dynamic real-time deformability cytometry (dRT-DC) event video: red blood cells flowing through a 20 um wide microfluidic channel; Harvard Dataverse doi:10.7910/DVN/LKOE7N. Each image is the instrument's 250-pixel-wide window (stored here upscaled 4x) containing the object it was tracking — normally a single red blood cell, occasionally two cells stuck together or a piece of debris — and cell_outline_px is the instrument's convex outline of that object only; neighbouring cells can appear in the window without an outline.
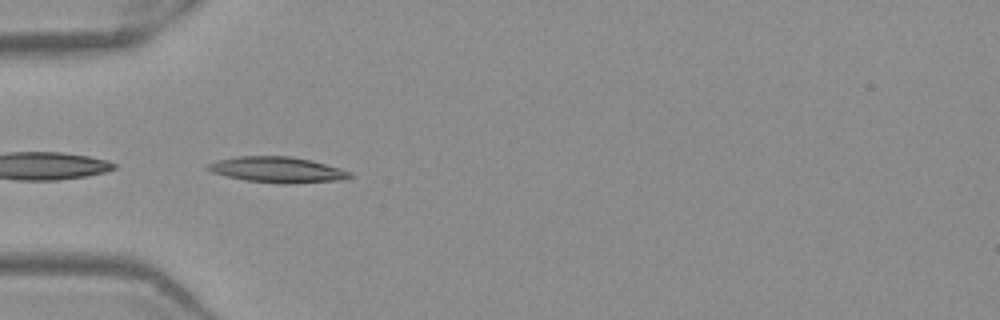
{"species": "Egyptian fruit bat (a non-hibernating species)", "species_latin": "Rousettus aegyptiacus", "temperature_condition": "warm", "stored_images_in_passage": 36, "camera_frame_rate_fps": 3000, "um_per_image_px": 0.085, "frame": {"image": 1, "passage_image": 1, "time_ms": 0.0, "image_size_px": [1000, 320], "cell_outline_px": [[356, 176], [344, 180], [288, 184], [280, 184], [244, 180], [212, 172], [204, 168], [208, 164], [216, 160], [236, 156], [292, 156], [312, 160], [340, 168], [352, 172]], "centroid_in_image_um": [23.63, 14.43], "position_along_channel_um": 61.4, "area_um2": 21.68}}
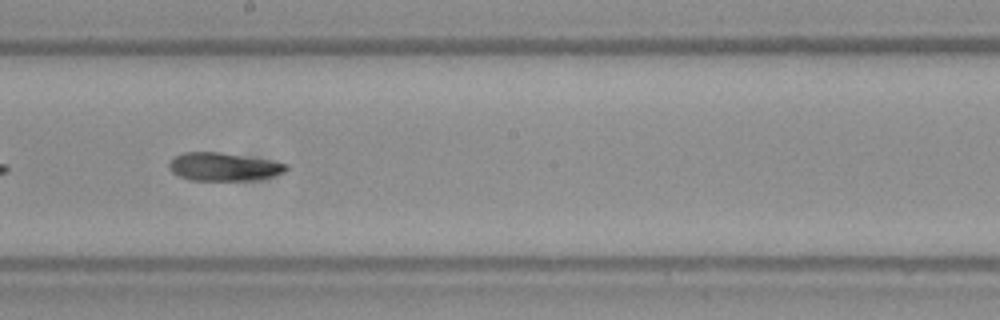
{"frame": {"image": 2, "passage_image": 14, "time_ms": 4.333, "image_size_px": [1000, 320], "cell_outline_px": [[288, 168], [284, 172], [272, 176], [252, 180], [192, 180], [180, 176], [172, 172], [168, 168], [168, 164], [176, 156], [184, 152], [220, 152], [268, 160], [288, 164]], "centroid_in_image_um": [18.99, 14.17], "position_along_channel_um": 229.2, "area_um2": 18.96}}
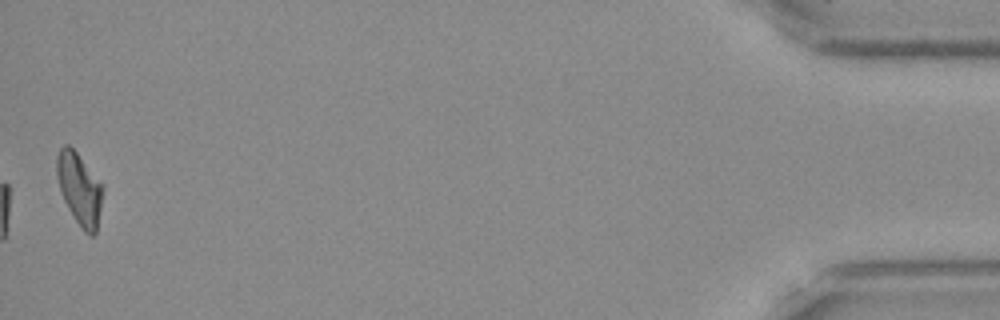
{"frame": {"image": 3, "passage_image": 36, "time_ms": 11.667, "image_size_px": [1000, 320], "cell_outline_px": [[104, 188], [96, 232], [92, 236], [88, 236], [84, 232], [68, 208], [64, 200], [56, 176], [56, 156], [60, 148], [64, 144], [68, 144], [76, 152], [104, 184]], "centroid_in_image_um": [6.76, 16.03], "position_along_channel_um": 428.4, "area_um2": 19.36}, "authors_computed_cell_mechanics": {"area_um2": 19.4497, "velocity_mm_per_s": 3.9352, "shape_relaxation_time_tau1_ms": 10.3738, "shape_relaxation_time_tau2_ms": 4.4803, "deformation_change_tau1": 0.2674, "deformation_change_tau2": 0.0983}}